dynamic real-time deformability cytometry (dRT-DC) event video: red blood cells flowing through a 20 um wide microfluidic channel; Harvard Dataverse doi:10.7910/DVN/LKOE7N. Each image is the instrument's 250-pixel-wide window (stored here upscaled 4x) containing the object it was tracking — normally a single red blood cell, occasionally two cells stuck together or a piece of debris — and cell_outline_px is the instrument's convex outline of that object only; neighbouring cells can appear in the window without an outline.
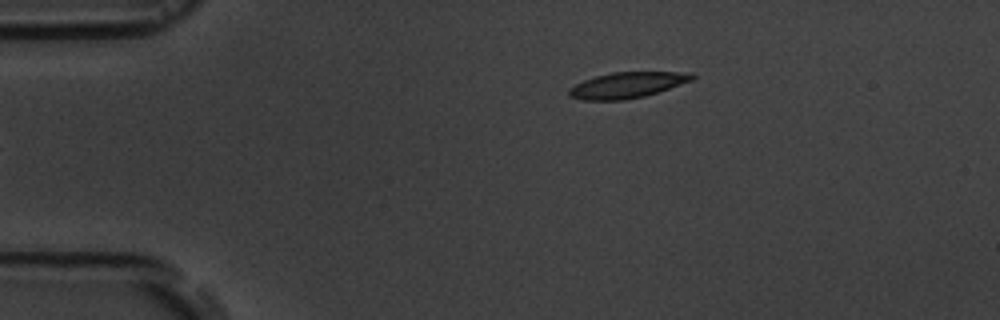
{"species": "common noctule bat (a hibernating species)", "species_latin": "Nyctalus noctula", "temperature_condition": "room temperature", "stored_images_in_passage": 4, "camera_frame_rate_fps": 3000, "um_per_image_px": 0.085, "animal": {"sex": "male", "body_mass_g": 19.5, "forearm_length_mm": 54.6}, "frame": {"image": 1, "passage_image": 4, "time_ms": 4.333, "image_size_px": [1000, 320], "cell_outline_px": [[696, 76], [692, 80], [644, 96], [624, 100], [584, 100], [568, 96], [568, 88], [584, 80], [596, 76], [612, 72], [692, 72]], "centroid_in_image_um": [53.28, 7.23], "position_along_channel_um": 31.7, "area_um2": 18.38}}